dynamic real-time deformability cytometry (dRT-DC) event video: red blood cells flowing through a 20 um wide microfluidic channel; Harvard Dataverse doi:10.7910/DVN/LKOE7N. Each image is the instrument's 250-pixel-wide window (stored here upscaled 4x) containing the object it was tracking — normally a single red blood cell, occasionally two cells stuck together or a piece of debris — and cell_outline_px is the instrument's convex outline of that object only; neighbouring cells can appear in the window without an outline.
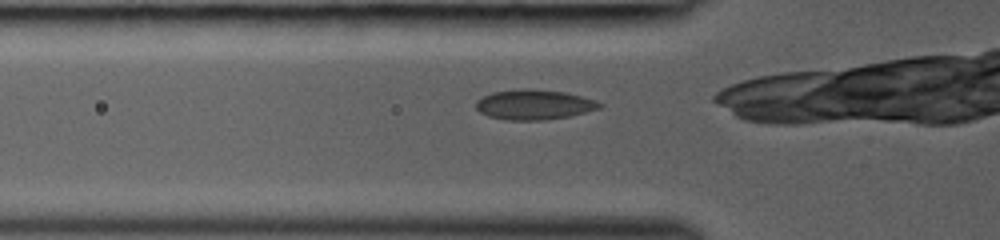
{"species": "common noctule bat (a hibernating species)", "species_latin": "Nyctalus noctula", "temperature_condition": "room temperature", "stored_images_in_passage": 28, "camera_frame_rate_fps": 3000, "um_per_image_px": 0.085, "animal": {"sex": "female", "body_mass_g": 19.0, "forearm_length_mm": 53.3}, "frame": {"image": 1, "passage_image": 2, "time_ms": 0.333, "image_size_px": [1000, 240], "cell_outline_px": [[604, 104], [600, 108], [572, 116], [548, 120], [504, 120], [488, 116], [480, 112], [476, 108], [476, 100], [492, 92], [524, 88], [528, 88], [564, 92], [596, 100]], "centroid_in_image_um": [45.4, 8.9], "position_along_channel_um": 80.4, "area_um2": 21.79}}
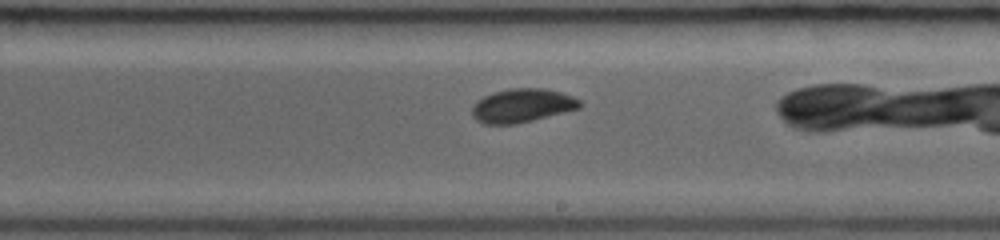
{"frame": {"image": 2, "passage_image": 13, "time_ms": 4.0, "image_size_px": [1000, 240], "cell_outline_px": [[584, 104], [580, 108], [516, 124], [484, 124], [476, 120], [472, 116], [472, 104], [476, 100], [492, 92], [512, 88], [544, 88], [560, 92], [572, 96], [580, 100]], "centroid_in_image_um": [44.36, 8.97], "position_along_channel_um": 244.6, "area_um2": 21.27}}
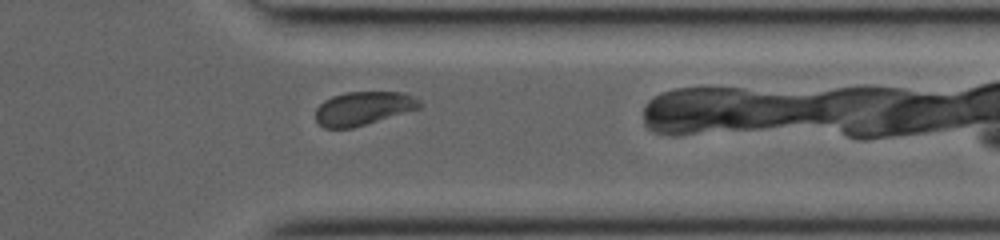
{"frame": {"image": 3, "passage_image": 22, "time_ms": 7.0, "image_size_px": [1000, 240], "cell_outline_px": [[424, 104], [420, 108], [352, 128], [324, 128], [316, 120], [316, 108], [324, 100], [332, 96], [344, 92], [400, 92], [412, 96], [420, 100]], "centroid_in_image_um": [30.87, 9.2], "position_along_channel_um": 380.5, "area_um2": 20.29}}